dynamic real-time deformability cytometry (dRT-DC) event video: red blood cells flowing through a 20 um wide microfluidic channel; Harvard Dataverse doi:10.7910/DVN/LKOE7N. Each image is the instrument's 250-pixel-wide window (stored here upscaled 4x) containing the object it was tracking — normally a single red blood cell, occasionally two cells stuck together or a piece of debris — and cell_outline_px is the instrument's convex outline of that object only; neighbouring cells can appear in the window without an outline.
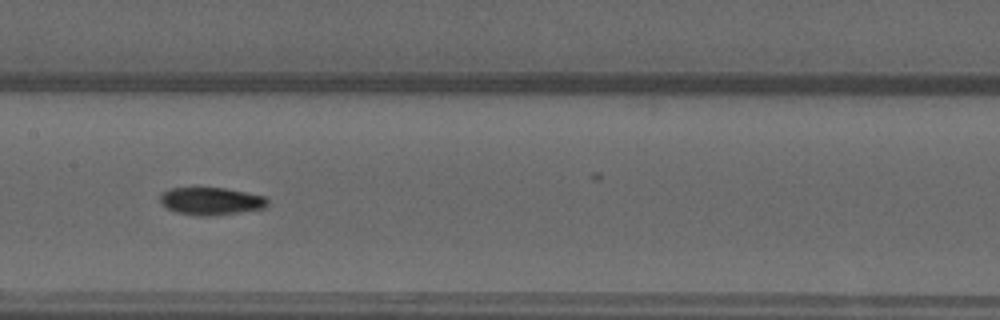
{"species": "common noctule bat (a hibernating species)", "species_latin": "Nyctalus noctula", "temperature_condition": "warm", "stored_images_in_passage": 53, "camera_frame_rate_fps": 3000, "um_per_image_px": 0.085, "animal": {"sex": "male", "forearm_length_mm": 52.5}, "frame": {"image": 1, "passage_image": 27, "time_ms": 8.667, "image_size_px": [1000, 320], "cell_outline_px": [[268, 204], [264, 208], [236, 212], [204, 216], [200, 216], [176, 212], [160, 204], [160, 196], [164, 192], [172, 188], [224, 188], [264, 196], [268, 200]], "centroid_in_image_um": [17.91, 17.09], "position_along_channel_um": 189.5, "area_um2": 16.88}}
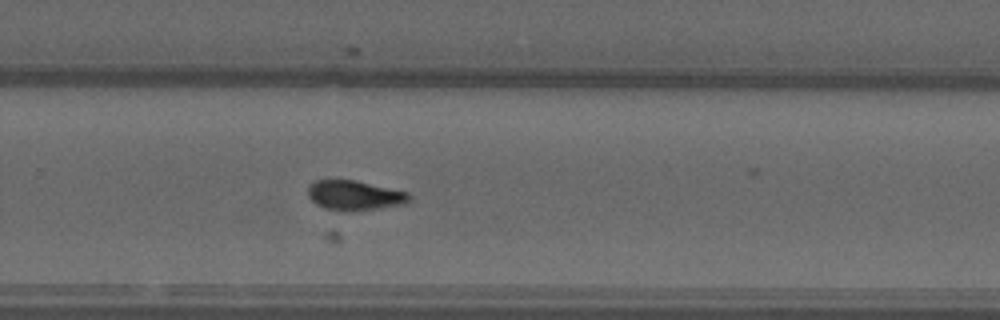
{"frame": {"image": 2, "passage_image": 36, "time_ms": 11.667, "image_size_px": [1000, 320], "cell_outline_px": [[412, 200], [408, 204], [348, 212], [344, 212], [324, 208], [316, 204], [308, 196], [308, 188], [316, 180], [356, 180], [408, 192], [412, 196]], "centroid_in_image_um": [30.19, 16.62], "position_along_channel_um": 299.6, "area_um2": 17.8}}
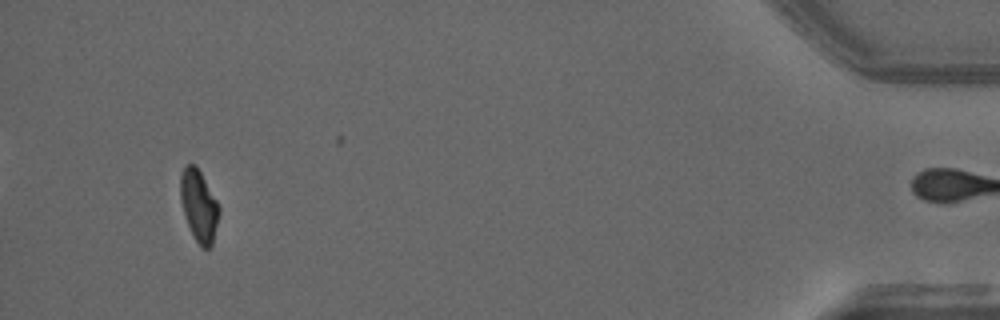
{"frame": {"image": 3, "passage_image": 52, "time_ms": 17.0, "image_size_px": [1000, 320], "cell_outline_px": [[220, 212], [212, 244], [208, 248], [204, 248], [196, 240], [188, 224], [180, 200], [180, 176], [184, 168], [188, 164], [196, 164], [216, 200], [220, 208]], "centroid_in_image_um": [16.9, 17.45], "position_along_channel_um": 418.3, "area_um2": 15.78}, "authors_computed_cell_mechanics": {"area_um2": 16.8198, "velocity_mm_per_s": 3.6904, "shape_relaxation_time_tau1_ms": 7.2007, "shape_relaxation_time_tau2_ms": null, "deformation_change_tau1": 0.1897, "deformation_change_tau2": null}}